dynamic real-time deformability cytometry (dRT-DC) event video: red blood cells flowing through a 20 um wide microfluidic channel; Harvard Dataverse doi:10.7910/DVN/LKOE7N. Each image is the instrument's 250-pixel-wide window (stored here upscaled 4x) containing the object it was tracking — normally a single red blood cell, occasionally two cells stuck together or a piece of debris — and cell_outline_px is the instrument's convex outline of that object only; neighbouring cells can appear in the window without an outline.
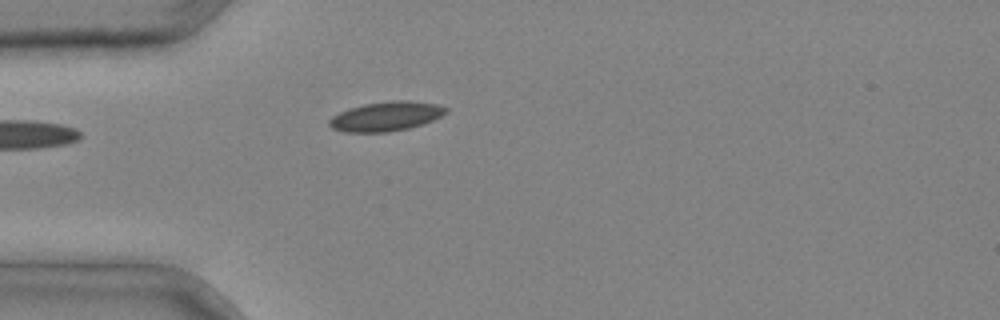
{"species": "common noctule bat (a hibernating species)", "species_latin": "Nyctalus noctula", "temperature_condition": "cold", "stored_images_in_passage": 4, "camera_frame_rate_fps": 3000, "um_per_image_px": 0.085, "animal": {"sex": "male", "body_mass_g": 20.4}, "frame": {"image": 1, "passage_image": 4, "time_ms": 1.0, "image_size_px": [1000, 320], "cell_outline_px": [[448, 112], [424, 124], [408, 128], [388, 132], [344, 132], [332, 128], [328, 124], [328, 120], [332, 116], [348, 108], [364, 104], [392, 100], [408, 100], [436, 104], [448, 108]], "centroid_in_image_um": [32.8, 9.89], "position_along_channel_um": 52.2, "area_um2": 20.06}}